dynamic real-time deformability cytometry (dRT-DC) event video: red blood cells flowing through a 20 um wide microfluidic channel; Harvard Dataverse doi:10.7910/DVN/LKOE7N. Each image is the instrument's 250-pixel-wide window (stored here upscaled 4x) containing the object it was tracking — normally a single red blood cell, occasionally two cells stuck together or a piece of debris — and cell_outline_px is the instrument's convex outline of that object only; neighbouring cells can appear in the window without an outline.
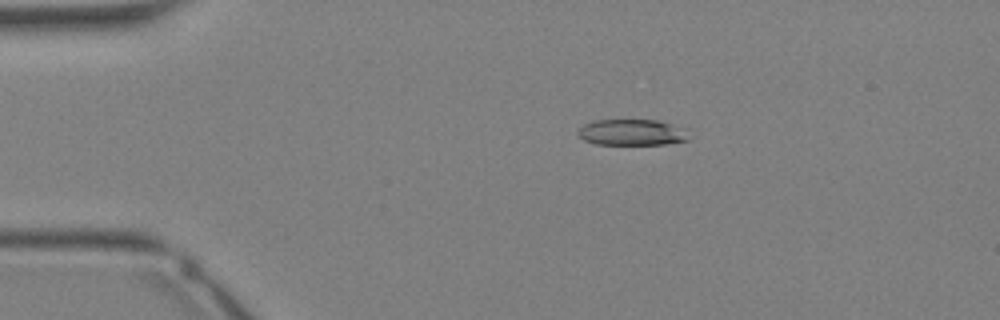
{"species": "Egyptian fruit bat (a non-hibernating species)", "species_latin": "Rousettus aegyptiacus", "temperature_condition": "warm", "stored_images_in_passage": 35, "camera_frame_rate_fps": 3000, "um_per_image_px": 0.085, "animal": {"sex": "female"}, "frame": {"image": 1, "passage_image": 7, "time_ms": 2.0, "image_size_px": [1000, 320], "cell_outline_px": [[688, 140], [664, 144], [596, 144], [584, 140], [576, 132], [584, 124], [596, 120], [656, 120], [672, 124]], "centroid_in_image_um": [53.56, 11.25], "position_along_channel_um": 31.4, "area_um2": 16.18}}
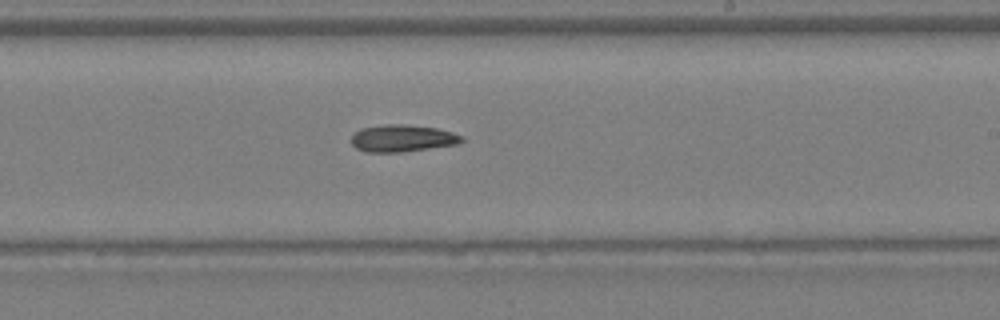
{"frame": {"image": 2, "passage_image": 21, "time_ms": 6.667, "image_size_px": [1000, 320], "cell_outline_px": [[464, 140], [460, 144], [404, 152], [364, 152], [356, 148], [352, 144], [352, 136], [360, 128], [388, 124], [404, 124], [436, 128], [452, 132], [464, 136]], "centroid_in_image_um": [34.24, 11.76], "position_along_channel_um": 254.8, "area_um2": 17.57}}
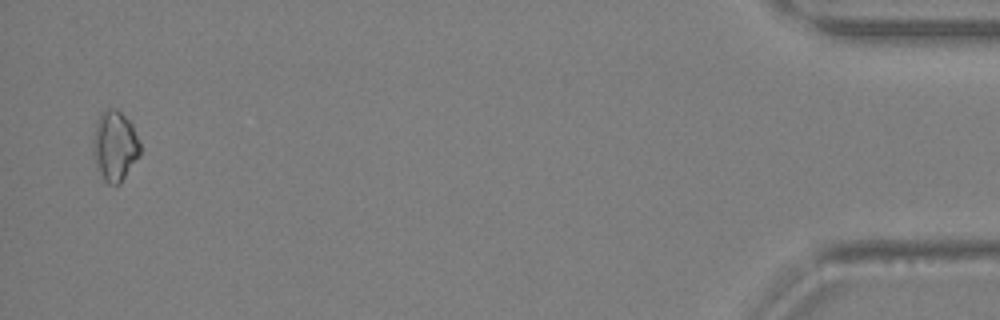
{"frame": {"image": 3, "passage_image": 34, "time_ms": 11.0, "image_size_px": [1000, 320], "cell_outline_px": [[140, 156], [120, 184], [108, 184], [104, 180], [92, 156], [92, 144], [96, 124], [100, 116], [108, 108], [116, 108], [132, 124], [140, 144]], "centroid_in_image_um": [9.76, 12.43], "position_along_channel_um": 425.4, "area_um2": 19.13}}